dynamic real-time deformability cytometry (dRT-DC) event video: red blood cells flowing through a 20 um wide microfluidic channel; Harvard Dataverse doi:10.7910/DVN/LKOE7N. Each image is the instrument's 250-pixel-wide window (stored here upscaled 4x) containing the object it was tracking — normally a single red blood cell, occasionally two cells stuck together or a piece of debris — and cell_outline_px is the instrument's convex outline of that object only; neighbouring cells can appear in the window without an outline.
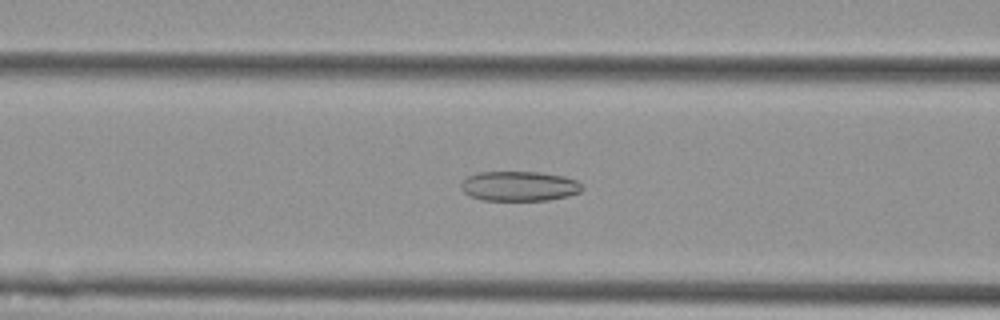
{"species": "Egyptian fruit bat (a non-hibernating species)", "species_latin": "Rousettus aegyptiacus", "temperature_condition": "cold", "stored_images_in_passage": 56, "camera_frame_rate_fps": 3000, "um_per_image_px": 0.085, "animal": {"sex": "female"}, "frame": {"image": 1, "passage_image": 22, "time_ms": 7.0, "image_size_px": [1000, 320], "cell_outline_px": [[584, 188], [580, 192], [568, 196], [548, 200], [484, 200], [472, 196], [464, 192], [460, 188], [460, 184], [468, 176], [476, 172], [540, 172], [564, 176], [576, 180]], "centroid_in_image_um": [44.14, 15.81], "position_along_channel_um": 122.5, "area_um2": 21.04}}
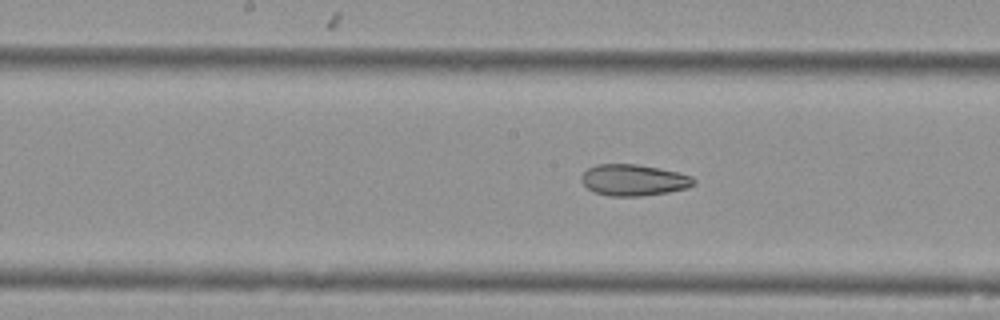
{"frame": {"image": 2, "passage_image": 28, "time_ms": 9.0, "image_size_px": [1000, 320], "cell_outline_px": [[696, 184], [688, 188], [668, 192], [640, 196], [608, 196], [596, 192], [588, 188], [580, 180], [580, 176], [588, 168], [596, 164], [636, 164], [660, 168], [692, 176], [696, 180]], "centroid_in_image_um": [53.87, 15.3], "position_along_channel_um": 194.3, "area_um2": 20.58}}
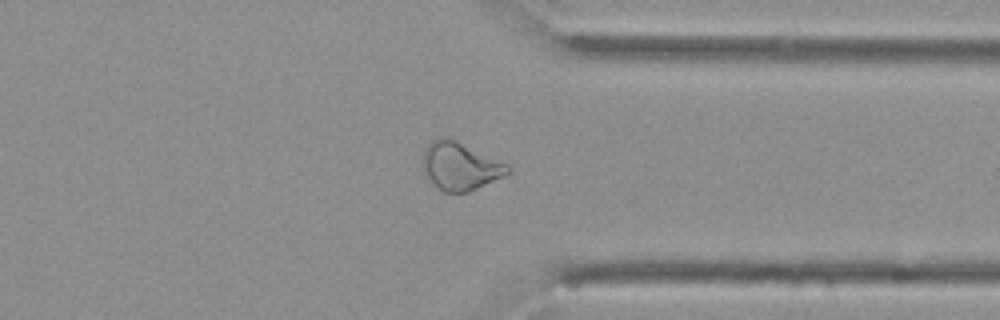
{"frame": {"image": 3, "passage_image": 43, "time_ms": 14.0, "image_size_px": [1000, 320], "cell_outline_px": [[512, 172], [468, 192], [444, 192], [432, 184], [424, 168], [424, 152], [428, 144], [432, 140], [440, 136], [444, 136], [508, 164], [512, 168]], "centroid_in_image_um": [39.13, 14.13], "position_along_channel_um": 372.3, "area_um2": 23.18}, "authors_computed_cell_mechanics": {"area_um2": 25.3453, "velocity_mm_per_s": 3.5987, "shape_relaxation_time_tau1_ms": null, "shape_relaxation_time_tau2_ms": 3.8145, "deformation_change_tau1": null, "deformation_change_tau2": 0.1074}}